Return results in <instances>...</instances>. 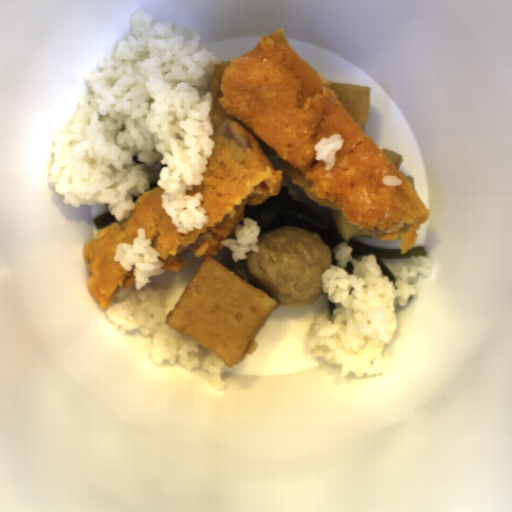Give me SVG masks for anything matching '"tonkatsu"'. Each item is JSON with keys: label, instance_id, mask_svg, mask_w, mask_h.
Here are the masks:
<instances>
[{"label": "tonkatsu", "instance_id": "tonkatsu-1", "mask_svg": "<svg viewBox=\"0 0 512 512\" xmlns=\"http://www.w3.org/2000/svg\"><path fill=\"white\" fill-rule=\"evenodd\" d=\"M205 77L215 146L203 180L186 195L201 192L208 223L179 233L162 207L165 190L158 183L133 195L128 217L98 230L82 247L86 285L101 311L118 302L121 288H135V265L125 271L113 258L118 244H134L139 228L160 253L163 270L179 272L187 264L181 253L217 256L222 240L247 218L245 205L259 206L279 193L284 174L306 197L332 209L348 247L352 237H372L401 240V255L413 249L421 224L430 220L429 207L330 88L332 80L290 45L284 28L262 34L251 50ZM335 133L345 143L329 171L314 159V145ZM389 174L403 183L387 187L382 176Z\"/></svg>", "mask_w": 512, "mask_h": 512}]
</instances>
